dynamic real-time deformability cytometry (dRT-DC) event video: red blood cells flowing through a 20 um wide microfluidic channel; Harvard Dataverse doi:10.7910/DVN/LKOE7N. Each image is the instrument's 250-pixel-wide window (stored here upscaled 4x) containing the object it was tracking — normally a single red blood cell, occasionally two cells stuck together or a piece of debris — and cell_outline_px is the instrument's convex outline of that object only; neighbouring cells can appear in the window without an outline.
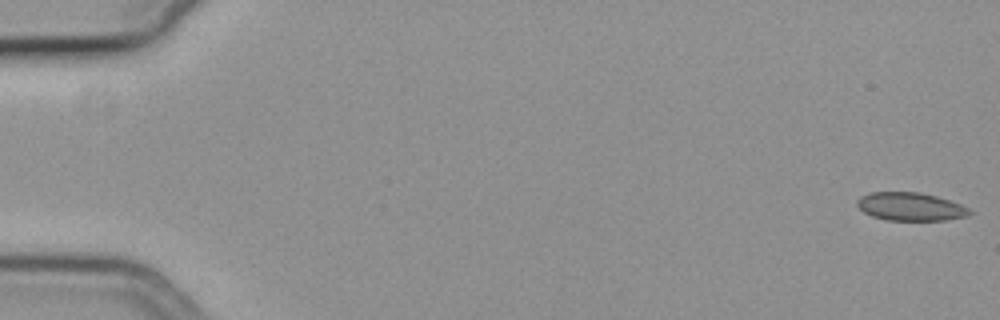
{"species": "common noctule bat (a hibernating species)", "species_latin": "Nyctalus noctula", "temperature_condition": "cold", "stored_images_in_passage": 15, "camera_frame_rate_fps": 3000, "um_per_image_px": 0.085, "animal": {"sex": "female", "body_mass_g": 19.3, "forearm_length_mm": 54.1}, "frame": {"image": 1, "passage_image": 1, "time_ms": 0.0, "image_size_px": [1000, 320], "cell_outline_px": [[972, 212], [968, 216], [944, 220], [884, 220], [872, 216], [864, 212], [856, 204], [856, 200], [860, 196], [872, 192], [920, 192], [936, 196], [960, 204], [968, 208]], "centroid_in_image_um": [77.37, 17.56], "position_along_channel_um": 7.6, "area_um2": 18.44}}